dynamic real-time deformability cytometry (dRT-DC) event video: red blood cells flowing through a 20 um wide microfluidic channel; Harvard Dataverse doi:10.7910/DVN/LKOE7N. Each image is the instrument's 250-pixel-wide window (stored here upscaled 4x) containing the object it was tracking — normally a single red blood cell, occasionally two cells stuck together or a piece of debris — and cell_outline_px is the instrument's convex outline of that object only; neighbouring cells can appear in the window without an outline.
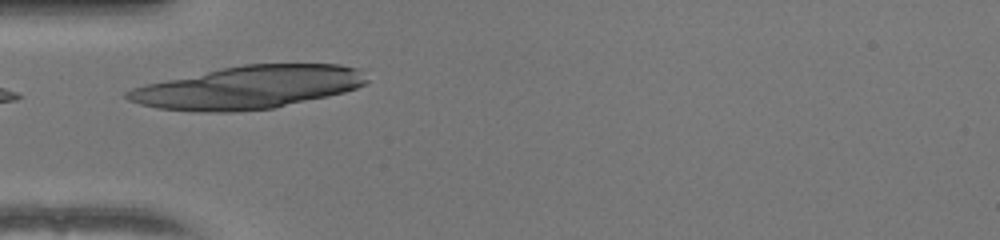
{"species": "human", "species_latin": "Homo sapiens", "temperature_condition": "warm", "stored_images_in_passage": 20, "camera_frame_rate_fps": 3000, "um_per_image_px": 0.085, "donor": {"sex": "female"}, "frame": {"image": 1, "passage_image": 1, "time_ms": 0.0, "image_size_px": [1000, 240], "cell_outline_px": [[368, 80], [364, 84], [356, 88], [344, 92], [328, 96], [272, 108], [232, 112], [200, 112], [156, 108], [140, 104], [128, 100], [124, 96], [124, 92], [132, 88], [144, 84], [220, 68], [244, 64], [340, 64], [356, 68]], "centroid_in_image_um": [21.04, 7.43], "position_along_channel_um": 64.0, "area_um2": 59.59}}
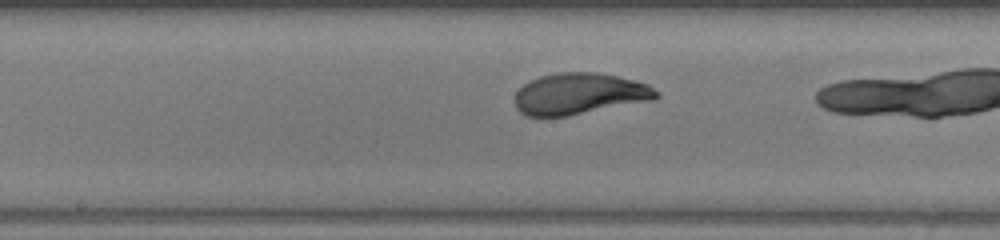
{"frame": {"image": 2, "passage_image": 9, "time_ms": 2.667, "image_size_px": [1000, 240], "cell_outline_px": [[660, 96], [656, 100], [568, 116], [524, 116], [516, 108], [516, 92], [524, 84], [540, 76], [560, 72], [596, 72], [636, 80], [648, 84], [660, 92]], "centroid_in_image_um": [49.32, 7.98], "position_along_channel_um": 198.9, "area_um2": 34.39}}
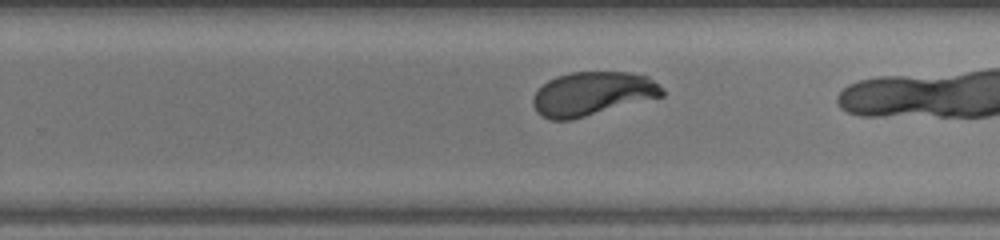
{"frame": {"image": 3, "passage_image": 15, "time_ms": 4.667, "image_size_px": [1000, 240], "cell_outline_px": [[664, 96], [572, 120], [552, 120], [536, 112], [532, 104], [532, 96], [548, 80], [556, 76], [572, 72], [628, 72], [648, 76], [664, 88]], "centroid_in_image_um": [50.37, 7.97], "position_along_channel_um": 279.4, "area_um2": 33.12}}